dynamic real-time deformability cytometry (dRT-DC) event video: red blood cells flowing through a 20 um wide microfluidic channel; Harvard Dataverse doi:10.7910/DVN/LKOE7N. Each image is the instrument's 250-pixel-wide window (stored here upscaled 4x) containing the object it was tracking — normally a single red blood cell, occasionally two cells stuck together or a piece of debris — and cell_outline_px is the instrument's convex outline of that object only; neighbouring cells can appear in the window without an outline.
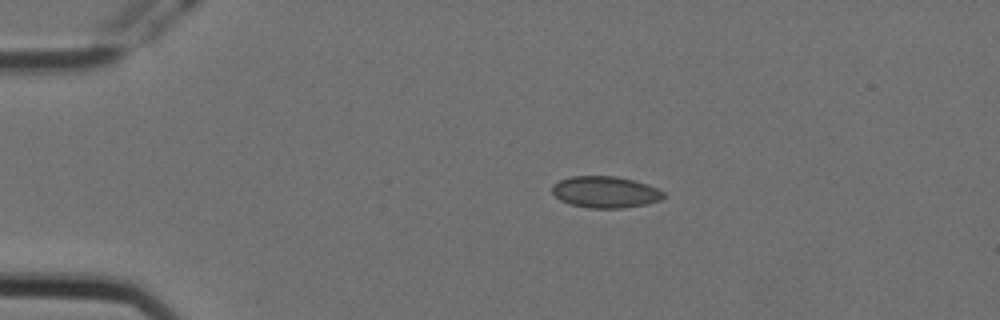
{"species": "Egyptian fruit bat (a non-hibernating species)", "species_latin": "Rousettus aegyptiacus", "temperature_condition": "cold", "stored_images_in_passage": 2, "camera_frame_rate_fps": 3000, "um_per_image_px": 0.085, "animal": {"sex": "female"}, "frame": {"image": 1, "passage_image": 1, "time_ms": 0.0, "image_size_px": [1000, 320], "cell_outline_px": [[664, 196], [660, 200], [648, 204], [624, 208], [588, 208], [572, 204], [560, 200], [552, 192], [552, 184], [560, 180], [572, 176], [616, 176], [648, 184], [664, 192]], "centroid_in_image_um": [51.45, 16.32], "position_along_channel_um": 33.5, "area_um2": 20.46}}